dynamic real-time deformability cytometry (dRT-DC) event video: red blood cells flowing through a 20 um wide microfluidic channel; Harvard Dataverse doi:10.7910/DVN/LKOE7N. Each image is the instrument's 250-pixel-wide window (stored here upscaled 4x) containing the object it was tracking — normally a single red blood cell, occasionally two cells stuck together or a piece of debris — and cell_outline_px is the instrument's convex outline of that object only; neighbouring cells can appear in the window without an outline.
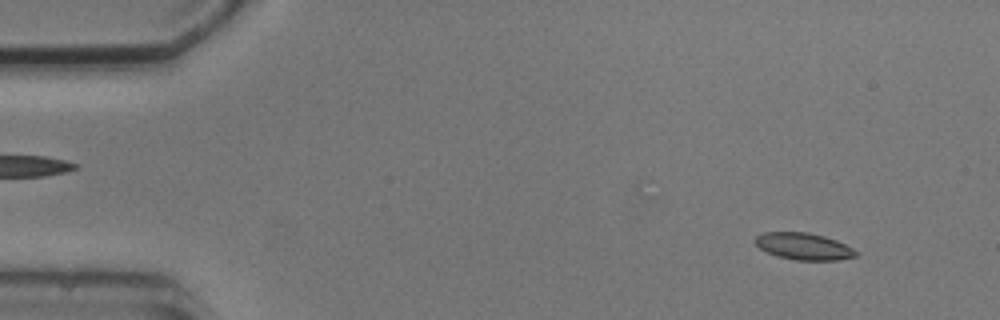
{"species": "common noctule bat (a hibernating species)", "species_latin": "Nyctalus noctula", "temperature_condition": "cold", "stored_images_in_passage": 4, "camera_frame_rate_fps": 3000, "um_per_image_px": 0.085, "animal": {"sex": "male", "body_mass_g": 20.5, "forearm_length_mm": 52.5}, "frame": {"image": 1, "passage_image": 1, "time_ms": 0.0, "image_size_px": [1000, 320], "cell_outline_px": [[860, 252], [856, 256], [836, 260], [796, 260], [776, 256], [760, 248], [752, 240], [756, 236], [764, 232], [808, 232], [824, 236], [836, 240]], "centroid_in_image_um": [68.3, 20.93], "position_along_channel_um": 16.7, "area_um2": 15.78}}
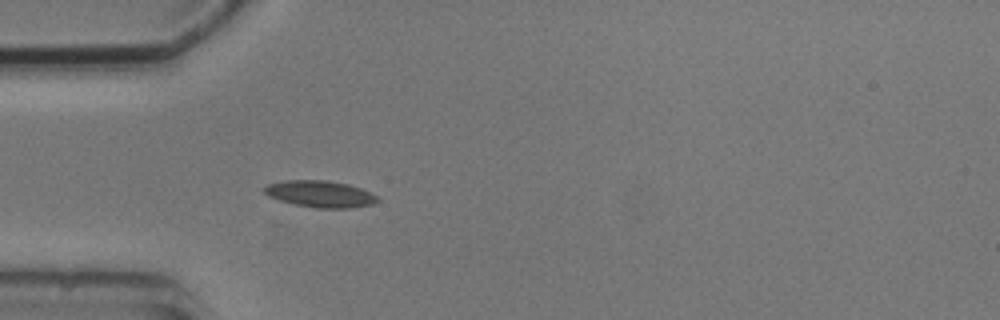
{"frame": {"image": 2, "passage_image": 4, "time_ms": 3.667, "image_size_px": [1000, 320], "cell_outline_px": [[380, 200], [372, 204], [352, 208], [316, 208], [292, 204], [268, 196], [264, 192], [264, 188], [268, 184], [284, 180], [324, 180], [348, 184], [360, 188], [376, 196]], "centroid_in_image_um": [27.19, 16.49], "position_along_channel_um": 57.8, "area_um2": 17.51}}